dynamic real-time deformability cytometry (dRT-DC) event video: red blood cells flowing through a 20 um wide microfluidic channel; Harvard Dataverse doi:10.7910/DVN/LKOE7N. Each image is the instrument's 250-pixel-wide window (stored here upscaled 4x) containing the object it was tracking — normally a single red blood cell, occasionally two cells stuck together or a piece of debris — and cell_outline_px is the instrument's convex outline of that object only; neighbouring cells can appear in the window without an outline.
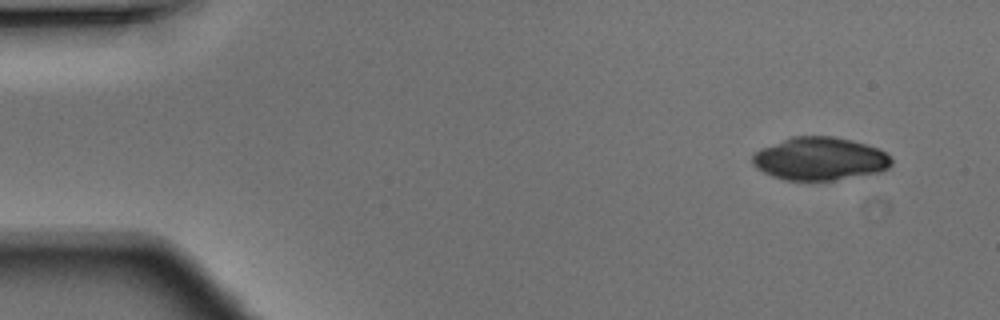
{"species": "Egyptian fruit bat (a non-hibernating species)", "species_latin": "Rousettus aegyptiacus", "temperature_condition": "warm", "stored_images_in_passage": 12, "camera_frame_rate_fps": 3000, "um_per_image_px": 0.085, "animal": {"sex": "male"}, "frame": {"image": 1, "passage_image": 1, "time_ms": 0.0, "image_size_px": [1000, 320], "cell_outline_px": [[892, 164], [888, 168], [880, 172], [832, 180], [784, 180], [772, 176], [756, 168], [752, 164], [752, 152], [760, 148], [792, 136], [832, 136], [852, 140], [876, 148], [884, 152], [892, 160]], "centroid_in_image_um": [69.63, 13.49], "position_along_channel_um": 15.4, "area_um2": 34.8}}
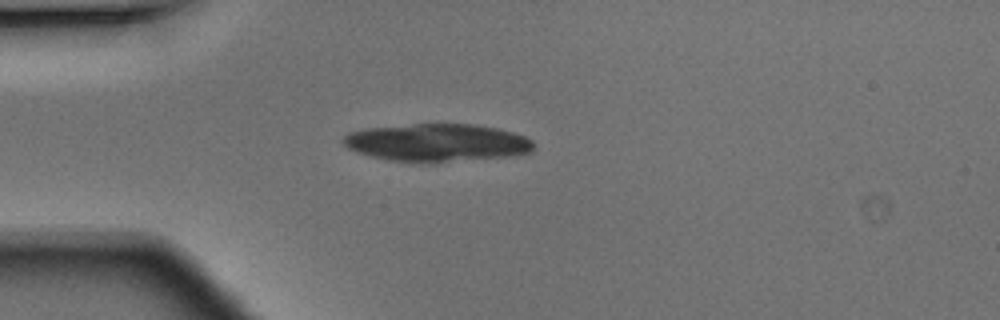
{"frame": {"image": 2, "passage_image": 10, "time_ms": 3.0, "image_size_px": [1000, 320], "cell_outline_px": [[532, 152], [508, 156], [432, 164], [428, 164], [388, 160], [356, 152], [348, 148], [344, 144], [344, 136], [352, 132], [368, 128], [412, 124], [472, 124], [496, 128], [512, 132], [524, 136], [532, 140]], "centroid_in_image_um": [37.15, 12.15], "position_along_channel_um": 47.9, "area_um2": 42.02}}